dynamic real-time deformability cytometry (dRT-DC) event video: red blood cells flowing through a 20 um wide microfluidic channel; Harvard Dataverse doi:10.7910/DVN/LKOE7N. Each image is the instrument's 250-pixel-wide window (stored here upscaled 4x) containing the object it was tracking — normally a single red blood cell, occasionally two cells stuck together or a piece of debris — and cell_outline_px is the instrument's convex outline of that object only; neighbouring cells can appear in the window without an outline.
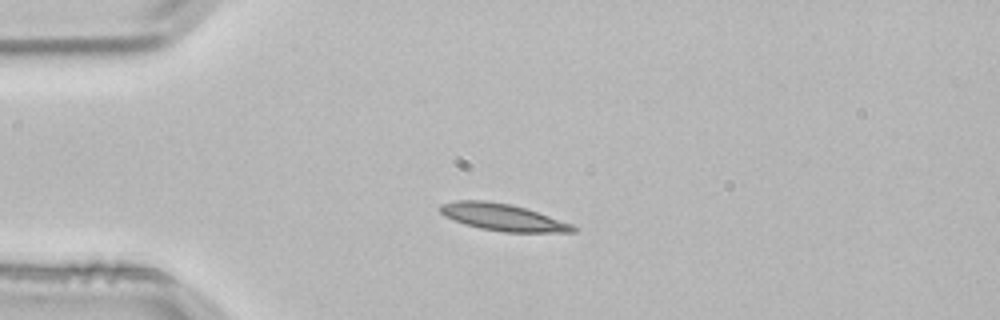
{"species": "common noctule bat (a hibernating species)", "species_latin": "Nyctalus noctula", "temperature_condition": "room temperature", "stored_images_in_passage": 1, "camera_frame_rate_fps": 3000, "um_per_image_px": 0.085, "animal": {"sex": "male", "body_mass_g": 21.5, "forearm_length_mm": 52.0}, "frame": {"image": 1, "passage_image": 1, "time_ms": 0.0, "image_size_px": [1000, 320], "cell_outline_px": [[580, 228], [576, 232], [504, 232], [480, 228], [464, 224], [444, 216], [436, 208], [440, 204], [456, 200], [484, 200], [512, 204], [572, 224]], "centroid_in_image_um": [42.69, 18.46], "position_along_channel_um": 42.3, "area_um2": 20.92}}